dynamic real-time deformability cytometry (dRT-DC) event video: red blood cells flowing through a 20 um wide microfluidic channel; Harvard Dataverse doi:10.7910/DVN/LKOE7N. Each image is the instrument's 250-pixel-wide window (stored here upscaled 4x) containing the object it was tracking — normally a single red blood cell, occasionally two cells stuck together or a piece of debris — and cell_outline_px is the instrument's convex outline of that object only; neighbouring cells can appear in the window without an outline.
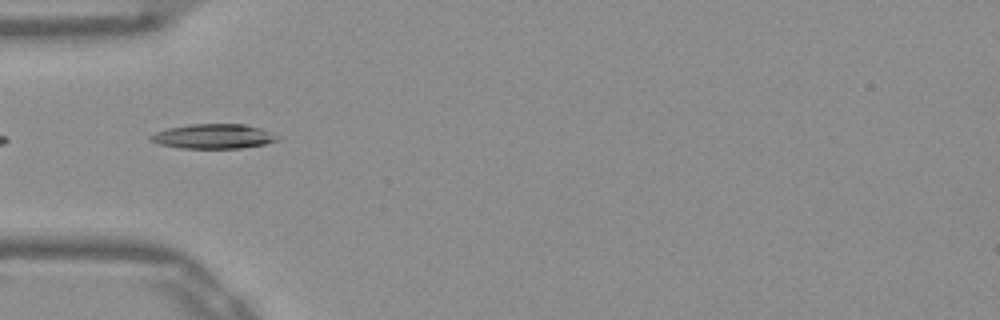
{"species": "Egyptian fruit bat (a non-hibernating species)", "species_latin": "Rousettus aegyptiacus", "temperature_condition": "warm", "stored_images_in_passage": 36, "camera_frame_rate_fps": 3000, "um_per_image_px": 0.085, "frame": {"image": 1, "passage_image": 1, "time_ms": 0.0, "image_size_px": [1000, 320], "cell_outline_px": [[280, 136], [276, 140], [264, 144], [240, 148], [180, 148], [160, 144], [152, 140], [148, 136], [156, 132], [168, 128], [188, 124], [244, 124], [260, 128], [272, 132]], "centroid_in_image_um": [18.15, 11.58], "position_along_channel_um": 66.8, "area_um2": 18.09}}
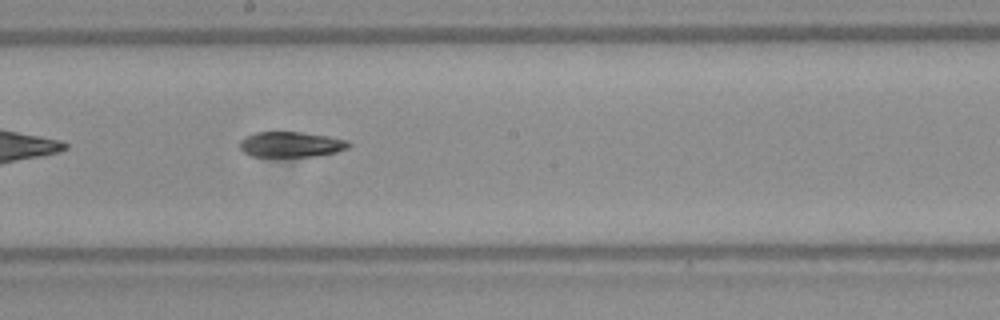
{"frame": {"image": 2, "passage_image": 13, "time_ms": 4.0, "image_size_px": [1000, 320], "cell_outline_px": [[352, 144], [348, 148], [336, 152], [316, 156], [252, 156], [244, 152], [240, 148], [240, 140], [244, 136], [256, 132], [300, 132], [328, 136], [348, 140]], "centroid_in_image_um": [24.74, 12.27], "position_along_channel_um": 223.5, "area_um2": 16.13}}
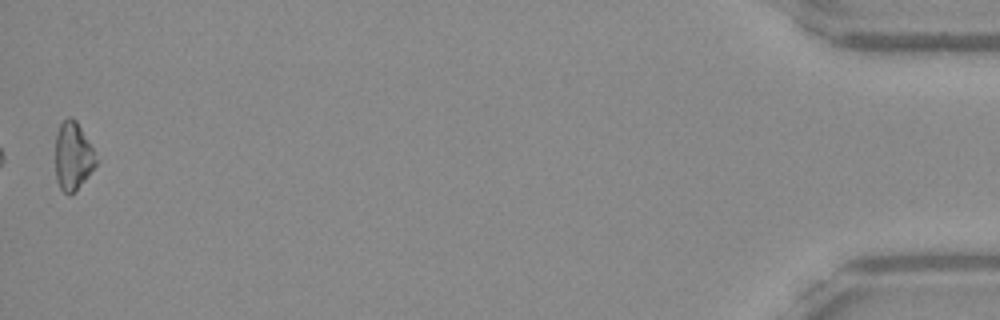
{"frame": {"image": 3, "passage_image": 36, "time_ms": 11.667, "image_size_px": [1000, 320], "cell_outline_px": [[100, 160], [84, 180], [68, 196], [60, 188], [56, 180], [56, 132], [60, 124], [68, 116], [72, 116], [76, 120]], "centroid_in_image_um": [6.21, 13.24], "position_along_channel_um": 429.0, "area_um2": 16.13}, "authors_computed_cell_mechanics": {"area_um2": 16.6464, "velocity_mm_per_s": 3.9071, "shape_relaxation_time_tau1_ms": 6.5282, "shape_relaxation_time_tau2_ms": null, "deformation_change_tau1": 0.1629, "deformation_change_tau2": null}}